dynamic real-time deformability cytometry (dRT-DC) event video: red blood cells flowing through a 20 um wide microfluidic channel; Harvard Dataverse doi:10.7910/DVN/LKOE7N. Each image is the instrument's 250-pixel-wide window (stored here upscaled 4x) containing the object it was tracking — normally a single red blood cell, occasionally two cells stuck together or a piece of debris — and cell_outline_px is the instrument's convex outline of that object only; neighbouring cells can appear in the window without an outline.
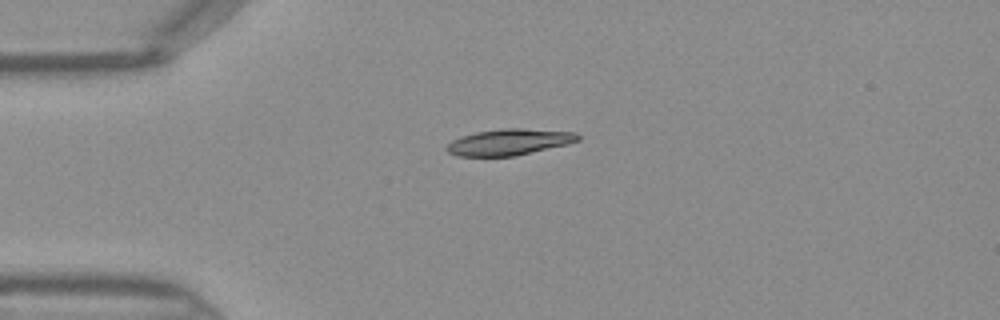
{"species": "Egyptian fruit bat (a non-hibernating species)", "species_latin": "Rousettus aegyptiacus", "temperature_condition": "warm", "stored_images_in_passage": 35, "camera_frame_rate_fps": 3000, "um_per_image_px": 0.085, "frame": {"image": 1, "passage_image": 1, "time_ms": 0.0, "image_size_px": [1000, 320], "cell_outline_px": [[580, 140], [568, 144], [516, 156], [456, 156], [448, 152], [444, 148], [452, 140], [460, 136], [476, 132], [504, 128], [520, 128], [576, 132], [580, 136]], "centroid_in_image_um": [43.27, 12.07], "position_along_channel_um": 41.7, "area_um2": 20.17}}
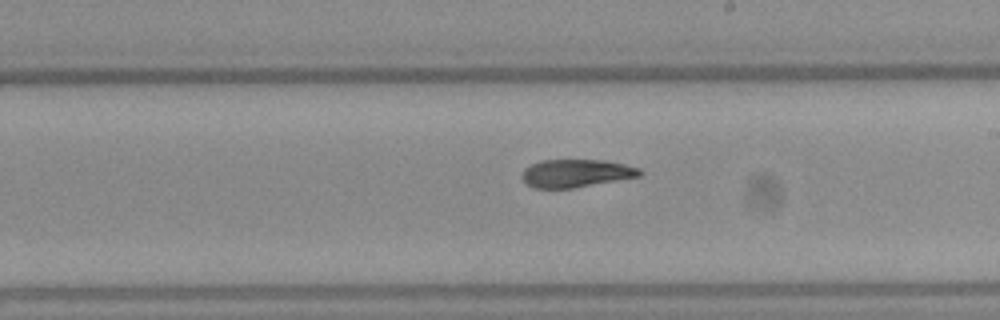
{"frame": {"image": 2, "passage_image": 16, "time_ms": 5.0, "image_size_px": [1000, 320], "cell_outline_px": [[644, 172], [640, 176], [572, 188], [536, 188], [528, 184], [520, 176], [524, 168], [540, 160], [604, 160], [624, 164], [640, 168]], "centroid_in_image_um": [48.97, 14.72], "position_along_channel_um": 240.0, "area_um2": 19.07}}
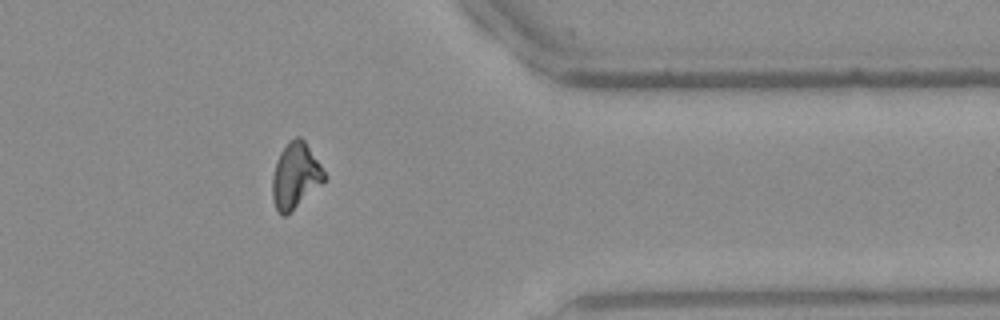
{"frame": {"image": 3, "passage_image": 27, "time_ms": 8.667, "image_size_px": [1000, 320], "cell_outline_px": [[328, 176], [324, 180], [284, 216], [280, 216], [276, 208], [272, 196], [272, 176], [280, 152], [296, 136], [300, 136], [304, 140]], "centroid_in_image_um": [25.09, 14.92], "position_along_channel_um": 386.3, "area_um2": 19.13}}